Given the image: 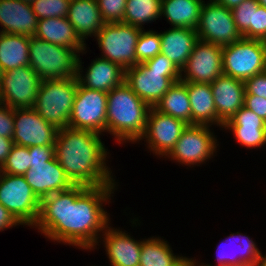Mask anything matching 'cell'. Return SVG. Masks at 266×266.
<instances>
[{"mask_svg":"<svg viewBox=\"0 0 266 266\" xmlns=\"http://www.w3.org/2000/svg\"><path fill=\"white\" fill-rule=\"evenodd\" d=\"M260 6H263L266 8V0H257Z\"/></svg>","mask_w":266,"mask_h":266,"instance_id":"cell-48","label":"cell"},{"mask_svg":"<svg viewBox=\"0 0 266 266\" xmlns=\"http://www.w3.org/2000/svg\"><path fill=\"white\" fill-rule=\"evenodd\" d=\"M23 176L40 200L74 185L56 158L47 161L46 164L31 166Z\"/></svg>","mask_w":266,"mask_h":266,"instance_id":"cell-20","label":"cell"},{"mask_svg":"<svg viewBox=\"0 0 266 266\" xmlns=\"http://www.w3.org/2000/svg\"><path fill=\"white\" fill-rule=\"evenodd\" d=\"M100 135L70 127L58 130L55 158L74 185L118 186L106 165L109 152Z\"/></svg>","mask_w":266,"mask_h":266,"instance_id":"cell-2","label":"cell"},{"mask_svg":"<svg viewBox=\"0 0 266 266\" xmlns=\"http://www.w3.org/2000/svg\"><path fill=\"white\" fill-rule=\"evenodd\" d=\"M160 113L192 125V113L186 82H175L154 106Z\"/></svg>","mask_w":266,"mask_h":266,"instance_id":"cell-31","label":"cell"},{"mask_svg":"<svg viewBox=\"0 0 266 266\" xmlns=\"http://www.w3.org/2000/svg\"><path fill=\"white\" fill-rule=\"evenodd\" d=\"M187 123L172 116L160 113L151 107L146 130L141 140L146 141L147 148L157 157H166L181 137Z\"/></svg>","mask_w":266,"mask_h":266,"instance_id":"cell-14","label":"cell"},{"mask_svg":"<svg viewBox=\"0 0 266 266\" xmlns=\"http://www.w3.org/2000/svg\"><path fill=\"white\" fill-rule=\"evenodd\" d=\"M78 84L77 77L42 80L33 109L57 129L68 127Z\"/></svg>","mask_w":266,"mask_h":266,"instance_id":"cell-4","label":"cell"},{"mask_svg":"<svg viewBox=\"0 0 266 266\" xmlns=\"http://www.w3.org/2000/svg\"><path fill=\"white\" fill-rule=\"evenodd\" d=\"M0 33L34 36L38 18L31 4L20 0H0Z\"/></svg>","mask_w":266,"mask_h":266,"instance_id":"cell-23","label":"cell"},{"mask_svg":"<svg viewBox=\"0 0 266 266\" xmlns=\"http://www.w3.org/2000/svg\"><path fill=\"white\" fill-rule=\"evenodd\" d=\"M30 37L0 33V67L3 72L29 66Z\"/></svg>","mask_w":266,"mask_h":266,"instance_id":"cell-30","label":"cell"},{"mask_svg":"<svg viewBox=\"0 0 266 266\" xmlns=\"http://www.w3.org/2000/svg\"><path fill=\"white\" fill-rule=\"evenodd\" d=\"M14 133V109L0 103V136L12 138Z\"/></svg>","mask_w":266,"mask_h":266,"instance_id":"cell-41","label":"cell"},{"mask_svg":"<svg viewBox=\"0 0 266 266\" xmlns=\"http://www.w3.org/2000/svg\"><path fill=\"white\" fill-rule=\"evenodd\" d=\"M139 266H192V258L175 255L169 242L152 236L142 240Z\"/></svg>","mask_w":266,"mask_h":266,"instance_id":"cell-28","label":"cell"},{"mask_svg":"<svg viewBox=\"0 0 266 266\" xmlns=\"http://www.w3.org/2000/svg\"><path fill=\"white\" fill-rule=\"evenodd\" d=\"M35 37L63 47L76 49L80 54L87 51L86 44L76 33L67 17H51L38 20Z\"/></svg>","mask_w":266,"mask_h":266,"instance_id":"cell-24","label":"cell"},{"mask_svg":"<svg viewBox=\"0 0 266 266\" xmlns=\"http://www.w3.org/2000/svg\"><path fill=\"white\" fill-rule=\"evenodd\" d=\"M3 76V70L2 68L0 67V81H1V77Z\"/></svg>","mask_w":266,"mask_h":266,"instance_id":"cell-50","label":"cell"},{"mask_svg":"<svg viewBox=\"0 0 266 266\" xmlns=\"http://www.w3.org/2000/svg\"><path fill=\"white\" fill-rule=\"evenodd\" d=\"M30 168L29 147L14 144L0 172L9 175H24Z\"/></svg>","mask_w":266,"mask_h":266,"instance_id":"cell-34","label":"cell"},{"mask_svg":"<svg viewBox=\"0 0 266 266\" xmlns=\"http://www.w3.org/2000/svg\"><path fill=\"white\" fill-rule=\"evenodd\" d=\"M259 266H266V254H264L259 262Z\"/></svg>","mask_w":266,"mask_h":266,"instance_id":"cell-47","label":"cell"},{"mask_svg":"<svg viewBox=\"0 0 266 266\" xmlns=\"http://www.w3.org/2000/svg\"><path fill=\"white\" fill-rule=\"evenodd\" d=\"M203 2L204 0H161V18L164 16L171 27L195 30Z\"/></svg>","mask_w":266,"mask_h":266,"instance_id":"cell-29","label":"cell"},{"mask_svg":"<svg viewBox=\"0 0 266 266\" xmlns=\"http://www.w3.org/2000/svg\"><path fill=\"white\" fill-rule=\"evenodd\" d=\"M161 0H127L123 23L144 29L142 25L161 18Z\"/></svg>","mask_w":266,"mask_h":266,"instance_id":"cell-32","label":"cell"},{"mask_svg":"<svg viewBox=\"0 0 266 266\" xmlns=\"http://www.w3.org/2000/svg\"><path fill=\"white\" fill-rule=\"evenodd\" d=\"M213 1L225 6L228 9H233L234 7L244 2L245 0H213Z\"/></svg>","mask_w":266,"mask_h":266,"instance_id":"cell-46","label":"cell"},{"mask_svg":"<svg viewBox=\"0 0 266 266\" xmlns=\"http://www.w3.org/2000/svg\"><path fill=\"white\" fill-rule=\"evenodd\" d=\"M71 0H34L31 3L38 20L53 17H67Z\"/></svg>","mask_w":266,"mask_h":266,"instance_id":"cell-35","label":"cell"},{"mask_svg":"<svg viewBox=\"0 0 266 266\" xmlns=\"http://www.w3.org/2000/svg\"><path fill=\"white\" fill-rule=\"evenodd\" d=\"M127 0H97L104 23L123 22Z\"/></svg>","mask_w":266,"mask_h":266,"instance_id":"cell-37","label":"cell"},{"mask_svg":"<svg viewBox=\"0 0 266 266\" xmlns=\"http://www.w3.org/2000/svg\"><path fill=\"white\" fill-rule=\"evenodd\" d=\"M265 123L252 110L243 106L222 128L230 130L237 143L243 147L261 149L266 146Z\"/></svg>","mask_w":266,"mask_h":266,"instance_id":"cell-22","label":"cell"},{"mask_svg":"<svg viewBox=\"0 0 266 266\" xmlns=\"http://www.w3.org/2000/svg\"><path fill=\"white\" fill-rule=\"evenodd\" d=\"M116 187L73 185L52 193L41 200L33 228L50 241L82 250L97 249L102 233L111 224L110 215L103 207L111 202Z\"/></svg>","mask_w":266,"mask_h":266,"instance_id":"cell-1","label":"cell"},{"mask_svg":"<svg viewBox=\"0 0 266 266\" xmlns=\"http://www.w3.org/2000/svg\"><path fill=\"white\" fill-rule=\"evenodd\" d=\"M231 245H234V248L228 249ZM262 256L261 251L252 238L239 232L231 233L230 236H227L218 245L216 258L218 264L216 266H259ZM192 266L213 265L199 264L195 258H192Z\"/></svg>","mask_w":266,"mask_h":266,"instance_id":"cell-17","label":"cell"},{"mask_svg":"<svg viewBox=\"0 0 266 266\" xmlns=\"http://www.w3.org/2000/svg\"><path fill=\"white\" fill-rule=\"evenodd\" d=\"M83 69L79 54L76 75L79 84L96 91L108 93L113 88L120 86L125 79V70L123 68L102 57L91 61L90 66L86 68L85 74H83Z\"/></svg>","mask_w":266,"mask_h":266,"instance_id":"cell-19","label":"cell"},{"mask_svg":"<svg viewBox=\"0 0 266 266\" xmlns=\"http://www.w3.org/2000/svg\"><path fill=\"white\" fill-rule=\"evenodd\" d=\"M245 39L266 40V8L258 6L254 10L253 25L242 35Z\"/></svg>","mask_w":266,"mask_h":266,"instance_id":"cell-39","label":"cell"},{"mask_svg":"<svg viewBox=\"0 0 266 266\" xmlns=\"http://www.w3.org/2000/svg\"><path fill=\"white\" fill-rule=\"evenodd\" d=\"M67 18L84 43L88 37H96L105 24L97 0H71Z\"/></svg>","mask_w":266,"mask_h":266,"instance_id":"cell-26","label":"cell"},{"mask_svg":"<svg viewBox=\"0 0 266 266\" xmlns=\"http://www.w3.org/2000/svg\"><path fill=\"white\" fill-rule=\"evenodd\" d=\"M161 53L160 34L153 30L142 29L136 45V65Z\"/></svg>","mask_w":266,"mask_h":266,"instance_id":"cell-33","label":"cell"},{"mask_svg":"<svg viewBox=\"0 0 266 266\" xmlns=\"http://www.w3.org/2000/svg\"><path fill=\"white\" fill-rule=\"evenodd\" d=\"M142 29L130 24L105 23L97 33L96 40L101 56L124 70L136 65V45Z\"/></svg>","mask_w":266,"mask_h":266,"instance_id":"cell-7","label":"cell"},{"mask_svg":"<svg viewBox=\"0 0 266 266\" xmlns=\"http://www.w3.org/2000/svg\"><path fill=\"white\" fill-rule=\"evenodd\" d=\"M124 82L150 107L175 83L171 77L164 76V71L149 70L143 63L126 69Z\"/></svg>","mask_w":266,"mask_h":266,"instance_id":"cell-16","label":"cell"},{"mask_svg":"<svg viewBox=\"0 0 266 266\" xmlns=\"http://www.w3.org/2000/svg\"><path fill=\"white\" fill-rule=\"evenodd\" d=\"M13 145L12 138L0 136V168L5 163Z\"/></svg>","mask_w":266,"mask_h":266,"instance_id":"cell-45","label":"cell"},{"mask_svg":"<svg viewBox=\"0 0 266 266\" xmlns=\"http://www.w3.org/2000/svg\"><path fill=\"white\" fill-rule=\"evenodd\" d=\"M189 95L192 125H217L218 116L209 83L186 82Z\"/></svg>","mask_w":266,"mask_h":266,"instance_id":"cell-27","label":"cell"},{"mask_svg":"<svg viewBox=\"0 0 266 266\" xmlns=\"http://www.w3.org/2000/svg\"><path fill=\"white\" fill-rule=\"evenodd\" d=\"M265 68V41L241 38L222 47V70L225 75L245 82L265 72Z\"/></svg>","mask_w":266,"mask_h":266,"instance_id":"cell-6","label":"cell"},{"mask_svg":"<svg viewBox=\"0 0 266 266\" xmlns=\"http://www.w3.org/2000/svg\"><path fill=\"white\" fill-rule=\"evenodd\" d=\"M195 31L199 40L221 47L243 38L234 22L231 9L213 0L203 2Z\"/></svg>","mask_w":266,"mask_h":266,"instance_id":"cell-10","label":"cell"},{"mask_svg":"<svg viewBox=\"0 0 266 266\" xmlns=\"http://www.w3.org/2000/svg\"><path fill=\"white\" fill-rule=\"evenodd\" d=\"M41 78L29 66L3 72L0 81V103L11 108H33Z\"/></svg>","mask_w":266,"mask_h":266,"instance_id":"cell-12","label":"cell"},{"mask_svg":"<svg viewBox=\"0 0 266 266\" xmlns=\"http://www.w3.org/2000/svg\"><path fill=\"white\" fill-rule=\"evenodd\" d=\"M0 203L23 226L33 228L38 221L41 200L23 175L0 172Z\"/></svg>","mask_w":266,"mask_h":266,"instance_id":"cell-8","label":"cell"},{"mask_svg":"<svg viewBox=\"0 0 266 266\" xmlns=\"http://www.w3.org/2000/svg\"><path fill=\"white\" fill-rule=\"evenodd\" d=\"M245 94L266 99V72L250 77L245 82Z\"/></svg>","mask_w":266,"mask_h":266,"instance_id":"cell-42","label":"cell"},{"mask_svg":"<svg viewBox=\"0 0 266 266\" xmlns=\"http://www.w3.org/2000/svg\"><path fill=\"white\" fill-rule=\"evenodd\" d=\"M222 74V47L198 40L180 70V80L211 84Z\"/></svg>","mask_w":266,"mask_h":266,"instance_id":"cell-13","label":"cell"},{"mask_svg":"<svg viewBox=\"0 0 266 266\" xmlns=\"http://www.w3.org/2000/svg\"><path fill=\"white\" fill-rule=\"evenodd\" d=\"M210 86L217 111L218 126L221 128L244 106L245 83L222 74Z\"/></svg>","mask_w":266,"mask_h":266,"instance_id":"cell-18","label":"cell"},{"mask_svg":"<svg viewBox=\"0 0 266 266\" xmlns=\"http://www.w3.org/2000/svg\"><path fill=\"white\" fill-rule=\"evenodd\" d=\"M159 34L161 53L181 70L199 40L196 31L189 28L171 27Z\"/></svg>","mask_w":266,"mask_h":266,"instance_id":"cell-25","label":"cell"},{"mask_svg":"<svg viewBox=\"0 0 266 266\" xmlns=\"http://www.w3.org/2000/svg\"><path fill=\"white\" fill-rule=\"evenodd\" d=\"M143 64L149 70L164 71V76L171 77L175 82L180 81L178 69L164 54L159 53L154 58L148 59Z\"/></svg>","mask_w":266,"mask_h":266,"instance_id":"cell-38","label":"cell"},{"mask_svg":"<svg viewBox=\"0 0 266 266\" xmlns=\"http://www.w3.org/2000/svg\"><path fill=\"white\" fill-rule=\"evenodd\" d=\"M20 225L22 224L0 203V232Z\"/></svg>","mask_w":266,"mask_h":266,"instance_id":"cell-44","label":"cell"},{"mask_svg":"<svg viewBox=\"0 0 266 266\" xmlns=\"http://www.w3.org/2000/svg\"><path fill=\"white\" fill-rule=\"evenodd\" d=\"M244 106L252 110L266 122V99L256 95L245 94Z\"/></svg>","mask_w":266,"mask_h":266,"instance_id":"cell-43","label":"cell"},{"mask_svg":"<svg viewBox=\"0 0 266 266\" xmlns=\"http://www.w3.org/2000/svg\"><path fill=\"white\" fill-rule=\"evenodd\" d=\"M20 1H22V2H27V3H32L34 0H20Z\"/></svg>","mask_w":266,"mask_h":266,"instance_id":"cell-49","label":"cell"},{"mask_svg":"<svg viewBox=\"0 0 266 266\" xmlns=\"http://www.w3.org/2000/svg\"><path fill=\"white\" fill-rule=\"evenodd\" d=\"M151 107L123 82L107 93V132L117 143H138L146 130Z\"/></svg>","mask_w":266,"mask_h":266,"instance_id":"cell-3","label":"cell"},{"mask_svg":"<svg viewBox=\"0 0 266 266\" xmlns=\"http://www.w3.org/2000/svg\"><path fill=\"white\" fill-rule=\"evenodd\" d=\"M126 232L109 225L101 235L111 266H139L140 264L142 240H135Z\"/></svg>","mask_w":266,"mask_h":266,"instance_id":"cell-21","label":"cell"},{"mask_svg":"<svg viewBox=\"0 0 266 266\" xmlns=\"http://www.w3.org/2000/svg\"><path fill=\"white\" fill-rule=\"evenodd\" d=\"M258 6L257 0H245L231 9L234 22L241 35L250 28V25H253L254 10H257Z\"/></svg>","mask_w":266,"mask_h":266,"instance_id":"cell-36","label":"cell"},{"mask_svg":"<svg viewBox=\"0 0 266 266\" xmlns=\"http://www.w3.org/2000/svg\"><path fill=\"white\" fill-rule=\"evenodd\" d=\"M68 127L99 134L107 132V92L78 84Z\"/></svg>","mask_w":266,"mask_h":266,"instance_id":"cell-11","label":"cell"},{"mask_svg":"<svg viewBox=\"0 0 266 266\" xmlns=\"http://www.w3.org/2000/svg\"><path fill=\"white\" fill-rule=\"evenodd\" d=\"M30 153V167L33 165L46 164L47 161L55 158V146H31Z\"/></svg>","mask_w":266,"mask_h":266,"instance_id":"cell-40","label":"cell"},{"mask_svg":"<svg viewBox=\"0 0 266 266\" xmlns=\"http://www.w3.org/2000/svg\"><path fill=\"white\" fill-rule=\"evenodd\" d=\"M79 54L76 49L30 37L29 67L41 80L76 77Z\"/></svg>","mask_w":266,"mask_h":266,"instance_id":"cell-5","label":"cell"},{"mask_svg":"<svg viewBox=\"0 0 266 266\" xmlns=\"http://www.w3.org/2000/svg\"><path fill=\"white\" fill-rule=\"evenodd\" d=\"M58 130L33 108H14V144L24 147L55 145Z\"/></svg>","mask_w":266,"mask_h":266,"instance_id":"cell-15","label":"cell"},{"mask_svg":"<svg viewBox=\"0 0 266 266\" xmlns=\"http://www.w3.org/2000/svg\"><path fill=\"white\" fill-rule=\"evenodd\" d=\"M210 125H187L173 149L165 158L179 165L200 166L213 158L219 143ZM213 131V132H211Z\"/></svg>","mask_w":266,"mask_h":266,"instance_id":"cell-9","label":"cell"}]
</instances>
